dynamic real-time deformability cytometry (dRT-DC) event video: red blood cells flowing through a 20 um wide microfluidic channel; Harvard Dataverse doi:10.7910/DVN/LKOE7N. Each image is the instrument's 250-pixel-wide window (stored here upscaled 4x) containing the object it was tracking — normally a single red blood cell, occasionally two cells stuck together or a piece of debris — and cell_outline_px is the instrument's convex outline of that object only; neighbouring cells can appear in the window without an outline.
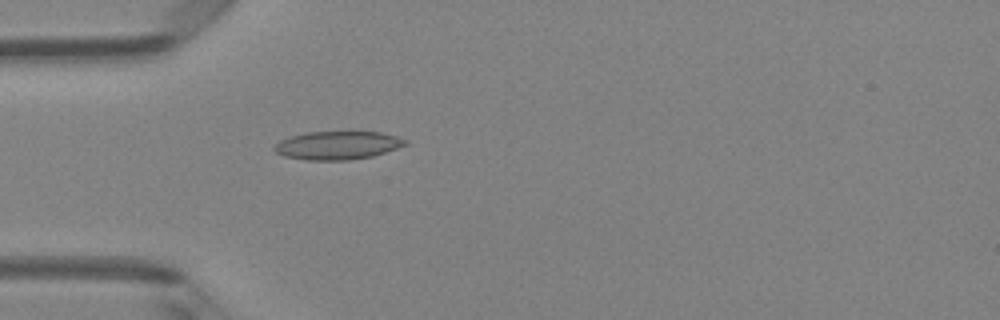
{"species": "Egyptian fruit bat (a non-hibernating species)", "species_latin": "Rousettus aegyptiacus", "temperature_condition": "room temperature", "stored_images_in_passage": 5, "camera_frame_rate_fps": 3000, "um_per_image_px": 0.085, "animal": {"sex": "female"}, "frame": {"image": 1, "passage_image": 5, "time_ms": 4.667, "image_size_px": [1000, 320], "cell_outline_px": [[408, 144], [372, 156], [348, 160], [308, 160], [284, 156], [276, 152], [272, 148], [280, 140], [288, 136], [308, 132], [352, 128], [380, 132], [396, 136], [408, 140]], "centroid_in_image_um": [28.71, 12.29], "position_along_channel_um": 56.3, "area_um2": 22.54}}